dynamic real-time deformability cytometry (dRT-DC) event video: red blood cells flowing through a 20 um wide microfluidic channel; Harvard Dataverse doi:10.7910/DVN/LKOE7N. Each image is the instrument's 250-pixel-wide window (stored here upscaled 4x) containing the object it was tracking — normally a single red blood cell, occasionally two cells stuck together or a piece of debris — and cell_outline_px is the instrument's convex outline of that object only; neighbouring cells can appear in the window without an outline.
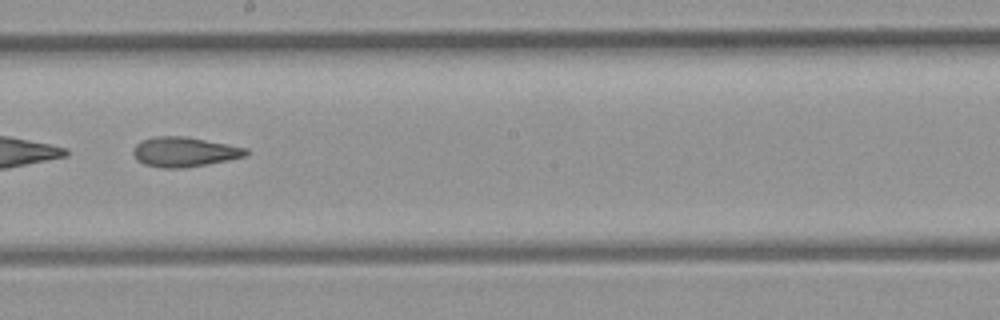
{"species": "common noctule bat (a hibernating species)", "species_latin": "Nyctalus noctula", "temperature_condition": "room temperature", "stored_images_in_passage": 38, "camera_frame_rate_fps": 3000, "um_per_image_px": 0.085, "animal": {"sex": "female", "body_mass_g": 21.9}, "frame": {"image": 1, "passage_image": 17, "time_ms": 5.333, "image_size_px": [1000, 320], "cell_outline_px": [[248, 156], [208, 164], [184, 168], [160, 168], [144, 164], [136, 160], [132, 152], [132, 148], [136, 144], [144, 140], [156, 136], [184, 136], [228, 144], [248, 148]], "centroid_in_image_um": [15.67, 12.92], "position_along_channel_um": 232.5, "area_um2": 19.71}}